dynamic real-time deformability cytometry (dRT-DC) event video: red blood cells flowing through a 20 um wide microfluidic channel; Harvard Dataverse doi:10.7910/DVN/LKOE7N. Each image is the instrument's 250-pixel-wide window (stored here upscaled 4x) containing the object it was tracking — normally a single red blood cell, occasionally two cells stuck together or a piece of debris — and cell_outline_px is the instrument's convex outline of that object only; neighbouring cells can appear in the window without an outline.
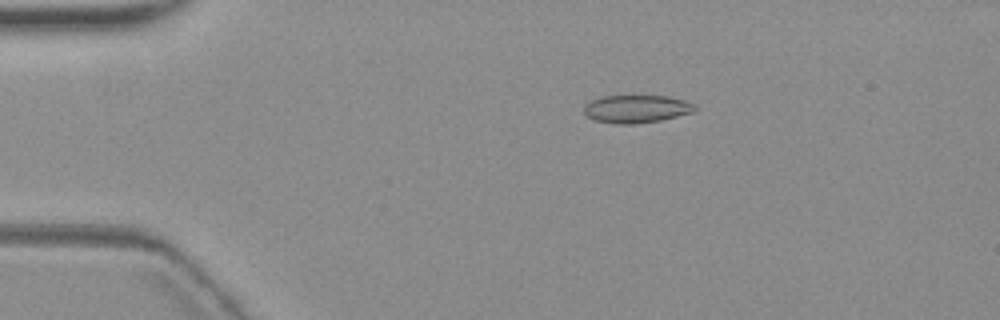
{"species": "common noctule bat (a hibernating species)", "species_latin": "Nyctalus noctula", "temperature_condition": "warm", "stored_images_in_passage": 6, "camera_frame_rate_fps": 3000, "um_per_image_px": 0.085, "animal": {"sex": "female", "body_mass_g": 19.3, "forearm_length_mm": 54.1}, "frame": {"image": 1, "passage_image": 4, "time_ms": 3.667, "image_size_px": [1000, 320], "cell_outline_px": [[696, 108], [692, 112], [660, 120], [632, 124], [620, 124], [596, 120], [588, 116], [584, 112], [584, 104], [600, 96], [668, 96], [684, 100], [696, 104]], "centroid_in_image_um": [54.09, 9.24], "position_along_channel_um": 30.9, "area_um2": 17.8}}
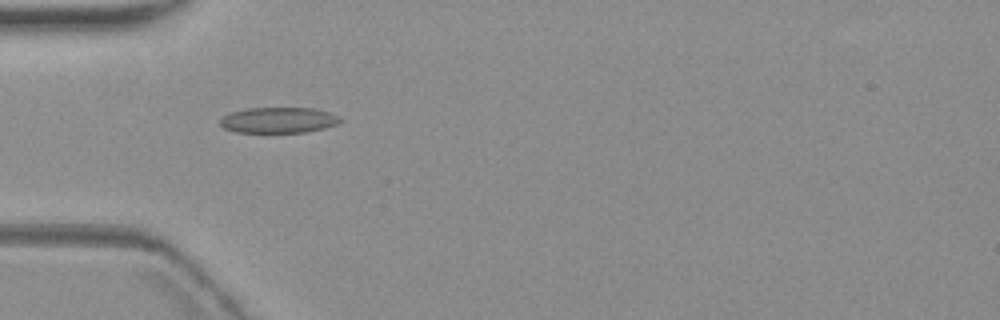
{"frame": {"image": 2, "passage_image": 5, "time_ms": 6.0, "image_size_px": [1000, 320], "cell_outline_px": [[344, 120], [336, 124], [324, 128], [304, 132], [236, 132], [224, 128], [220, 124], [220, 120], [224, 116], [232, 112], [248, 108], [316, 108], [328, 112]], "centroid_in_image_um": [23.68, 10.21], "position_along_channel_um": 61.3, "area_um2": 17.8}}
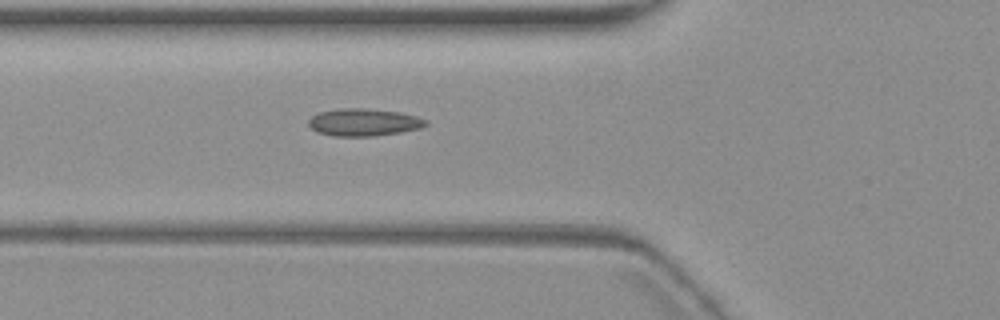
{"frame": {"image": 3, "passage_image": 6, "time_ms": 7.0, "image_size_px": [1000, 320], "cell_outline_px": [[428, 124], [420, 128], [400, 132], [372, 136], [332, 136], [316, 132], [308, 124], [308, 120], [312, 116], [320, 112], [340, 108], [364, 108], [400, 112], [416, 116], [428, 120]], "centroid_in_image_um": [30.91, 10.39], "position_along_channel_um": 94.9, "area_um2": 18.73}}